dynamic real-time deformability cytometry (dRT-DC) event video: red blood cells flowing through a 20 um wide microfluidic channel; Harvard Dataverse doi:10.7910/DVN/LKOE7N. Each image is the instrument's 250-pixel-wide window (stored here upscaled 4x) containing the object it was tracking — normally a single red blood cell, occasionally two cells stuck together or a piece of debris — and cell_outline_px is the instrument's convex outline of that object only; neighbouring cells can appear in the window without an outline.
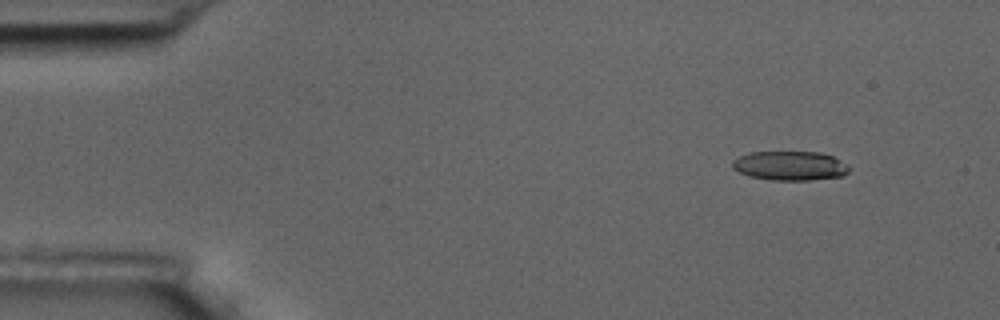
{"species": "common noctule bat (a hibernating species)", "species_latin": "Nyctalus noctula", "temperature_condition": "room temperature", "stored_images_in_passage": 4, "camera_frame_rate_fps": 3000, "um_per_image_px": 0.085, "animal": {"sex": "male", "body_mass_g": 17.5, "forearm_length_mm": 52.3}, "frame": {"image": 1, "passage_image": 1, "time_ms": 0.0, "image_size_px": [1000, 320], "cell_outline_px": [[848, 172], [844, 176], [812, 180], [772, 180], [748, 176], [732, 168], [732, 160], [748, 152], [820, 152], [832, 156], [848, 164]], "centroid_in_image_um": [67.15, 14.09], "position_along_channel_um": 17.9, "area_um2": 20.0}}
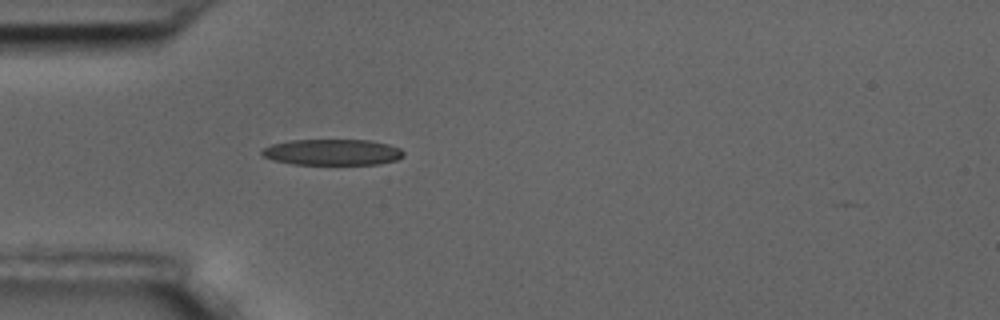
{"frame": {"image": 2, "passage_image": 4, "time_ms": 1.0, "image_size_px": [1000, 320], "cell_outline_px": [[404, 156], [396, 160], [380, 164], [292, 164], [272, 160], [264, 156], [260, 152], [264, 148], [272, 144], [288, 140], [368, 140], [388, 144], [400, 148], [404, 152]], "centroid_in_image_um": [28.26, 12.93], "position_along_channel_um": 56.7, "area_um2": 21.5}}